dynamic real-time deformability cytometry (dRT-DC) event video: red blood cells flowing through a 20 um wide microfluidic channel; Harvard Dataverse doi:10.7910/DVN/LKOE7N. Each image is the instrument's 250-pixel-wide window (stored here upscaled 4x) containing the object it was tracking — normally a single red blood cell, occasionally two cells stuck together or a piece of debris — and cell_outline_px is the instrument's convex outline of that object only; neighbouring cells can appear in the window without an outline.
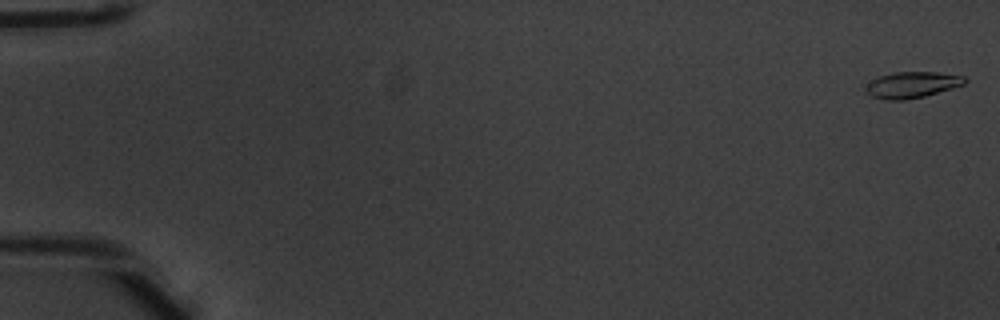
{"species": "common noctule bat (a hibernating species)", "species_latin": "Nyctalus noctula", "temperature_condition": "warm", "stored_images_in_passage": 13, "camera_frame_rate_fps": 3000, "um_per_image_px": 0.085, "animal": {"sex": "male", "body_mass_g": 20.1, "forearm_length_mm": 53.5}, "frame": {"image": 1, "passage_image": 1, "time_ms": 0.0, "image_size_px": [1000, 320], "cell_outline_px": [[968, 80], [964, 84], [952, 88], [924, 96], [904, 100], [884, 100], [872, 96], [864, 92], [864, 88], [876, 76], [892, 72], [936, 72], [964, 76]], "centroid_in_image_um": [77.48, 7.2], "position_along_channel_um": 7.5, "area_um2": 15.2}}